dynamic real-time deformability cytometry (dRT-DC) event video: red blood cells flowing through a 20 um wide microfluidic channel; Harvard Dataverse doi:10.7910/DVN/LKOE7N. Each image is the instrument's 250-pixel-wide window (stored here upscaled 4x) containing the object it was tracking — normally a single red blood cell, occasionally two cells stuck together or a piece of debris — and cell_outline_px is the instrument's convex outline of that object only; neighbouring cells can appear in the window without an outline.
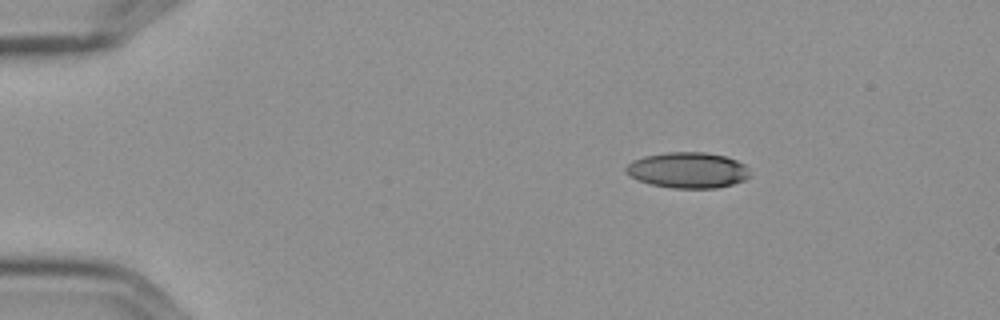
{"species": "Egyptian fruit bat (a non-hibernating species)", "species_latin": "Rousettus aegyptiacus", "temperature_condition": "cold", "stored_images_in_passage": 6, "camera_frame_rate_fps": 3000, "um_per_image_px": 0.085, "frame": {"image": 1, "passage_image": 1, "time_ms": 0.0, "image_size_px": [1000, 320], "cell_outline_px": [[748, 176], [744, 180], [732, 184], [716, 188], [672, 188], [652, 184], [636, 180], [624, 172], [624, 168], [632, 160], [644, 156], [664, 152], [704, 152], [724, 156], [736, 160], [744, 164], [748, 168]], "centroid_in_image_um": [58.41, 14.46], "position_along_channel_um": 26.6, "area_um2": 25.89}}
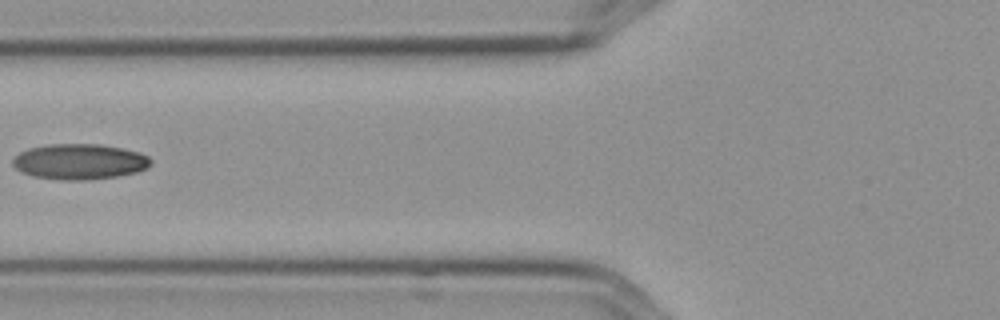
{"frame": {"image": 2, "passage_image": 5, "time_ms": 1.333, "image_size_px": [1000, 320], "cell_outline_px": [[152, 164], [148, 168], [136, 172], [116, 176], [84, 180], [64, 180], [32, 176], [20, 172], [12, 164], [12, 160], [20, 152], [28, 148], [48, 144], [100, 144], [124, 148], [140, 152], [148, 156], [152, 160]], "centroid_in_image_um": [6.77, 13.73], "position_along_channel_um": 119.0, "area_um2": 28.78}}
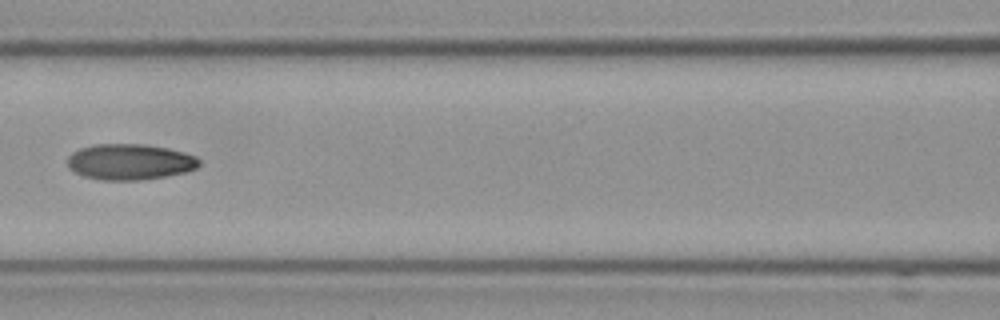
{"frame": {"image": 3, "passage_image": 6, "time_ms": 1.667, "image_size_px": [1000, 320], "cell_outline_px": [[200, 164], [196, 168], [184, 172], [168, 176], [140, 180], [104, 180], [84, 176], [68, 168], [68, 156], [72, 152], [80, 148], [92, 144], [144, 144], [168, 148], [184, 152], [196, 156], [200, 160]], "centroid_in_image_um": [11.04, 13.75], "position_along_channel_um": 155.6, "area_um2": 27.63}}